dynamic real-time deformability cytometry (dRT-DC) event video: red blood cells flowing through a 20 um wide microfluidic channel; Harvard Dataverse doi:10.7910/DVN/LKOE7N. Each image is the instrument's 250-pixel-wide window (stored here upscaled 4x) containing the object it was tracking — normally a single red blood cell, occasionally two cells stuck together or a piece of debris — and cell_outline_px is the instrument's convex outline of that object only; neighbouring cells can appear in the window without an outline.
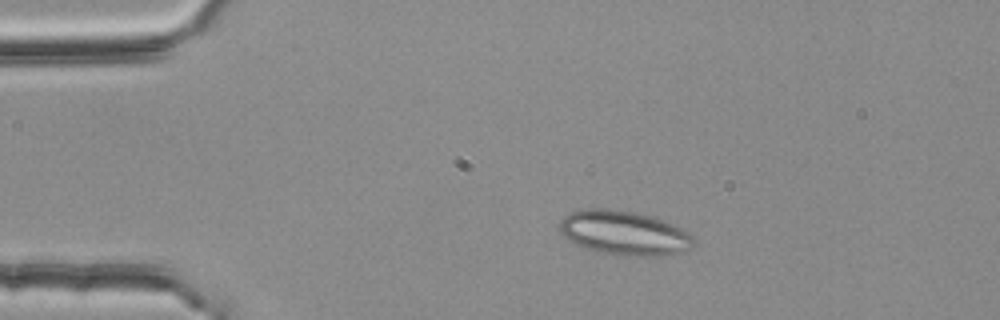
{"species": "common noctule bat (a hibernating species)", "species_latin": "Nyctalus noctula", "temperature_condition": "room temperature", "stored_images_in_passage": 43, "segment_of_instrument_passage": [1, 2], "camera_frame_rate_fps": 3000, "um_per_image_px": 0.085, "animal": {"sex": "female", "body_mass_g": 25.1}, "frame": {"image": 1, "passage_image": 2, "time_ms": 0.333, "image_size_px": [1000, 320], "cell_outline_px": [[692, 248], [684, 252], [660, 256], [624, 256], [596, 252], [576, 244], [564, 236], [560, 228], [560, 220], [564, 216], [572, 212], [584, 208], [608, 208], [656, 216], [688, 232], [692, 236]], "centroid_in_image_um": [53.06, 19.8], "position_along_channel_um": 31.9, "area_um2": 34.8}}